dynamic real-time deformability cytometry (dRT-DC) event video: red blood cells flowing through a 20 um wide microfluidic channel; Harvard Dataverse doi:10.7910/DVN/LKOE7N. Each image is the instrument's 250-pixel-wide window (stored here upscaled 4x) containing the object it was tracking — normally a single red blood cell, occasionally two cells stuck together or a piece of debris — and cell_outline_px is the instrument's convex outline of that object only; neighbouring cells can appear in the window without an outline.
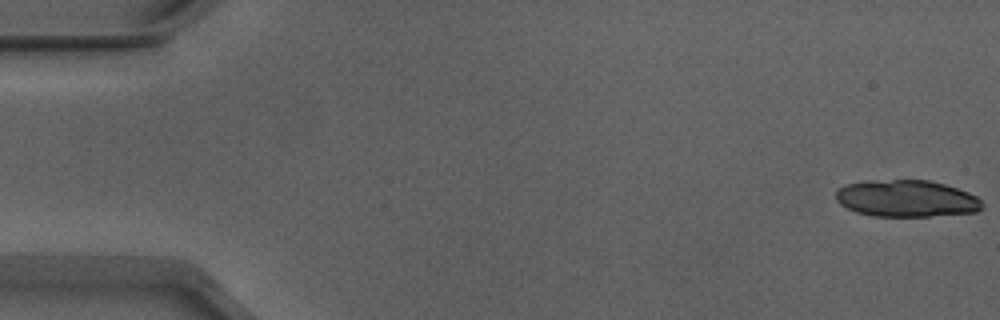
{"species": "Egyptian fruit bat (a non-hibernating species)", "species_latin": "Rousettus aegyptiacus", "temperature_condition": "warm", "stored_images_in_passage": 53, "segment_of_instrument_passage": [1, 2], "camera_frame_rate_fps": 3000, "um_per_image_px": 0.085, "animal": {"sex": "male"}, "frame": {"image": 1, "passage_image": 1, "time_ms": 0.0, "image_size_px": [1000, 320], "cell_outline_px": [[984, 208], [976, 212], [928, 216], [872, 216], [856, 212], [840, 204], [836, 200], [836, 192], [844, 184], [868, 180], [928, 180], [944, 184], [968, 192], [976, 196], [984, 204]], "centroid_in_image_um": [77.05, 16.87], "position_along_channel_um": 8.0, "area_um2": 31.5}}